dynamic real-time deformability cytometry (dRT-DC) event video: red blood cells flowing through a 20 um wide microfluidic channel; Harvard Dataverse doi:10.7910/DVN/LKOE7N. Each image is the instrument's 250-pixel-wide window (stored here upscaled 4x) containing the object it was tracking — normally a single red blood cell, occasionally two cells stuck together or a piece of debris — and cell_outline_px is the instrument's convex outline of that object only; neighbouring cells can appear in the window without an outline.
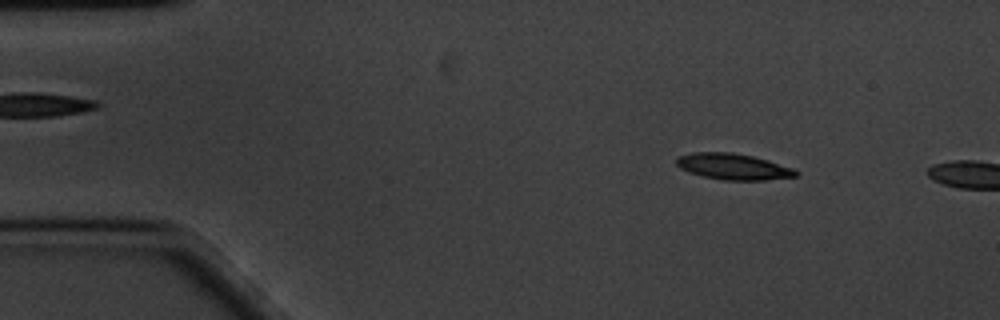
{"species": "common noctule bat (a hibernating species)", "species_latin": "Nyctalus noctula", "temperature_condition": "cold", "stored_images_in_passage": 53, "camera_frame_rate_fps": 3000, "um_per_image_px": 0.085, "animal": {"sex": "male", "body_mass_g": 20.1, "forearm_length_mm": 53.5}, "frame": {"image": 1, "passage_image": 7, "time_ms": 2.0, "image_size_px": [1000, 320], "cell_outline_px": [[800, 172], [796, 176], [768, 180], [724, 180], [704, 176], [688, 172], [680, 168], [676, 164], [676, 156], [692, 152], [732, 152], [752, 156], [768, 160], [792, 168]], "centroid_in_image_um": [62.3, 14.15], "position_along_channel_um": 22.7, "area_um2": 18.21}}
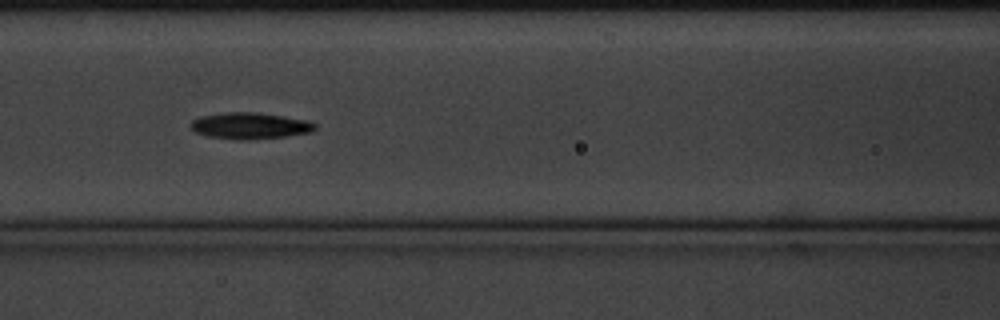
{"frame": {"image": 2, "passage_image": 24, "time_ms": 7.667, "image_size_px": [1000, 320], "cell_outline_px": [[316, 128], [312, 132], [288, 136], [248, 140], [232, 140], [208, 136], [196, 132], [188, 128], [188, 124], [192, 120], [200, 116], [224, 112], [252, 112], [284, 116], [308, 120], [316, 124]], "centroid_in_image_um": [21.21, 10.7], "position_along_channel_um": 145.4, "area_um2": 19.48}}
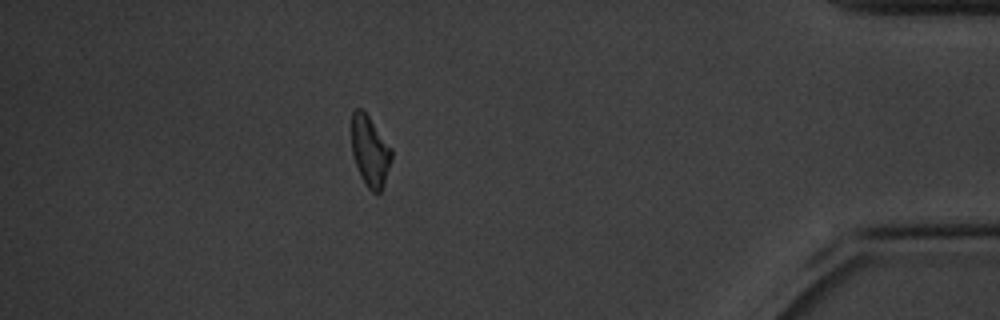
{"frame": {"image": 3, "passage_image": 51, "time_ms": 16.667, "image_size_px": [1000, 320], "cell_outline_px": [[392, 160], [380, 192], [376, 196], [364, 184], [360, 176], [352, 152], [352, 112], [356, 108], [360, 108], [368, 116], [392, 148]], "centroid_in_image_um": [31.45, 12.88], "position_along_channel_um": 403.7, "area_um2": 16.36}}